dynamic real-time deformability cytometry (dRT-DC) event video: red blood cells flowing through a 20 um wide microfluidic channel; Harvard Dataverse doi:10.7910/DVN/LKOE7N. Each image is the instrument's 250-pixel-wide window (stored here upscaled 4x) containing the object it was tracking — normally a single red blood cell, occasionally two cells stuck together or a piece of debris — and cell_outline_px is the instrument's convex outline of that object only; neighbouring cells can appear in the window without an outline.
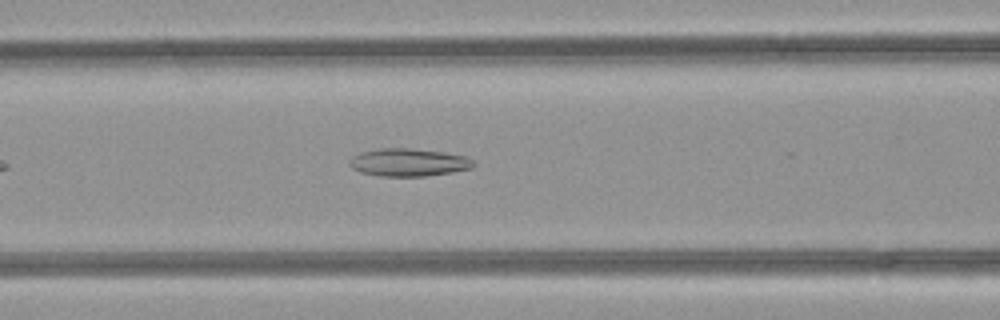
{"species": "common noctule bat (a hibernating species)", "species_latin": "Nyctalus noctula", "temperature_condition": "room temperature", "stored_images_in_passage": 38, "camera_frame_rate_fps": 3000, "um_per_image_px": 0.085, "animal": {"sex": "female", "body_mass_g": 21.9}, "frame": {"image": 1, "passage_image": 9, "time_ms": 2.667, "image_size_px": [1000, 320], "cell_outline_px": [[476, 164], [472, 168], [452, 172], [424, 176], [380, 176], [360, 172], [352, 168], [348, 164], [348, 160], [352, 156], [360, 152], [376, 148], [408, 148], [444, 152], [468, 156]], "centroid_in_image_um": [34.7, 13.79], "position_along_channel_um": 131.9, "area_um2": 20.29}}
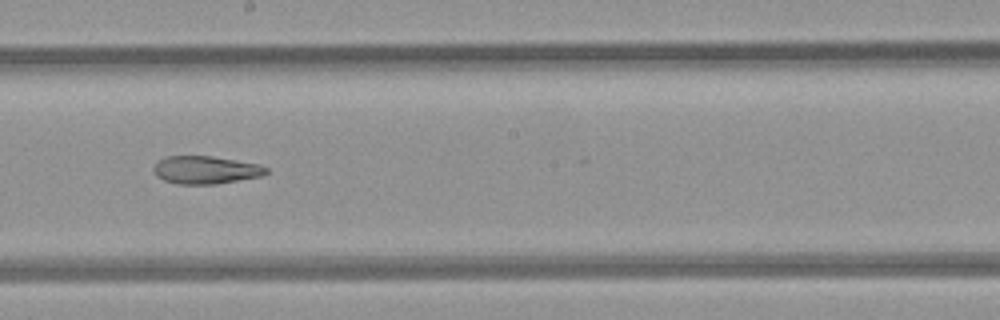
{"frame": {"image": 2, "passage_image": 16, "time_ms": 5.0, "image_size_px": [1000, 320], "cell_outline_px": [[268, 172], [260, 176], [216, 184], [176, 184], [164, 180], [156, 176], [152, 172], [152, 168], [164, 156], [212, 156], [260, 164], [268, 168]], "centroid_in_image_um": [17.45, 14.44], "position_along_channel_um": 230.7, "area_um2": 18.32}}
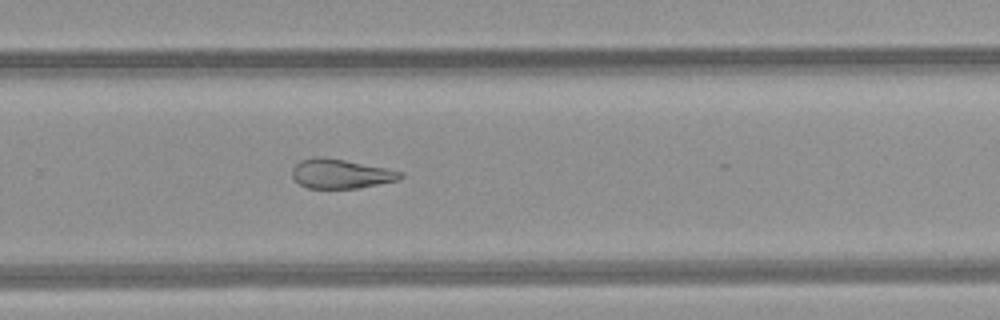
{"frame": {"image": 3, "passage_image": 21, "time_ms": 6.667, "image_size_px": [1000, 320], "cell_outline_px": [[404, 176], [400, 180], [360, 188], [308, 188], [300, 184], [292, 176], [292, 168], [300, 160], [316, 156], [324, 156], [404, 172]], "centroid_in_image_um": [28.97, 14.77], "position_along_channel_um": 300.8, "area_um2": 18.55}, "authors_computed_cell_mechanics": {"area_um2": 21.2126, "velocity_mm_per_s": 4.2354, "shape_relaxation_time_tau1_ms": null, "shape_relaxation_time_tau2_ms": 7.0589, "deformation_change_tau1": null, "deformation_change_tau2": 0.1919}}